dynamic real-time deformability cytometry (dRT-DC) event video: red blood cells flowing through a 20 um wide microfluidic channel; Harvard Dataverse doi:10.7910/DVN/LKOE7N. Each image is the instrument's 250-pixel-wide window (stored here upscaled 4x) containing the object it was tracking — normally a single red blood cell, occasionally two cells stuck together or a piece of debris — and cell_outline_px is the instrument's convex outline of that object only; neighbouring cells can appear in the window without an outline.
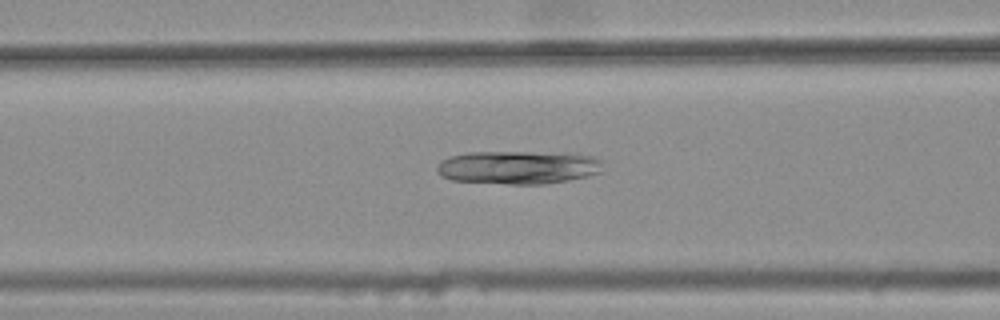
{"species": "common noctule bat (a hibernating species)", "species_latin": "Nyctalus noctula", "temperature_condition": "warm", "stored_images_in_passage": 34, "camera_frame_rate_fps": 3000, "um_per_image_px": 0.085, "animal": {"sex": "female", "body_mass_g": 25.1}, "frame": {"image": 1, "passage_image": 9, "time_ms": 2.667, "image_size_px": [1000, 320], "cell_outline_px": [[600, 172], [588, 176], [568, 180], [544, 184], [508, 184], [452, 180], [440, 176], [436, 172], [436, 168], [440, 160], [448, 156], [468, 152], [528, 152], [592, 156], [600, 160]], "centroid_in_image_um": [43.93, 14.23], "position_along_channel_um": 122.7, "area_um2": 31.96}}
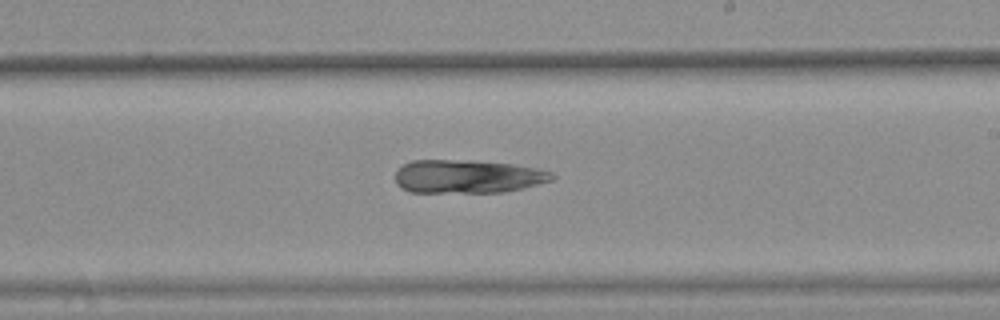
{"frame": {"image": 2, "passage_image": 19, "time_ms": 6.0, "image_size_px": [1000, 320], "cell_outline_px": [[556, 176], [552, 180], [524, 188], [504, 192], [408, 192], [400, 188], [396, 184], [396, 172], [404, 164], [412, 160], [452, 160], [512, 164], [536, 168], [552, 172]], "centroid_in_image_um": [39.74, 15.01], "position_along_channel_um": 249.3, "area_um2": 30.35}}
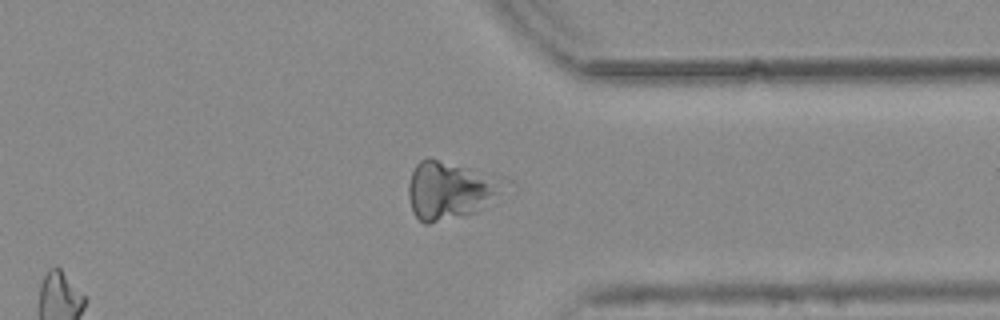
{"frame": {"image": 3, "passage_image": 29, "time_ms": 9.333, "image_size_px": [1000, 320], "cell_outline_px": [[512, 180], [500, 192], [476, 212], [464, 216], [428, 224], [424, 224], [416, 216], [412, 208], [408, 196], [408, 184], [412, 172], [416, 164], [420, 160], [428, 156], [504, 176]], "centroid_in_image_um": [38.29, 16.12], "position_along_channel_um": 373.1, "area_um2": 32.83}}